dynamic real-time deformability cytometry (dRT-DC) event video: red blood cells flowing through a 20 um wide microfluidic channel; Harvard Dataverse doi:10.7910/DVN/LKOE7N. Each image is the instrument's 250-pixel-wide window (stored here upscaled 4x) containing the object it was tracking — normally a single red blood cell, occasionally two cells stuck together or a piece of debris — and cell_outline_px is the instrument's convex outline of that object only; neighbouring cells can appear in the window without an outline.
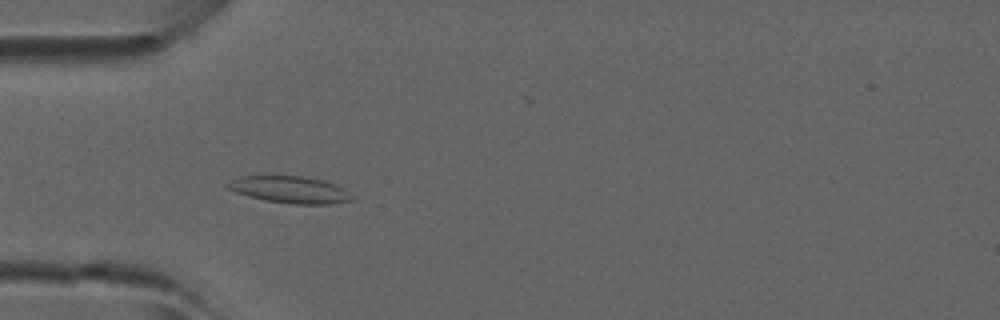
{"species": "common noctule bat (a hibernating species)", "species_latin": "Nyctalus noctula", "temperature_condition": "room temperature", "stored_images_in_passage": 6, "camera_frame_rate_fps": 3000, "um_per_image_px": 0.085, "animal": {"sex": "male", "forearm_length_mm": 52.5}, "frame": {"image": 1, "passage_image": 4, "time_ms": 1.0, "image_size_px": [1000, 320], "cell_outline_px": [[356, 200], [332, 204], [292, 204], [264, 200], [248, 196], [236, 192], [228, 188], [224, 184], [240, 176], [304, 176], [324, 180], [336, 184], [344, 188], [356, 196]], "centroid_in_image_um": [24.73, 16.13], "position_along_channel_um": 60.3, "area_um2": 19.83}}
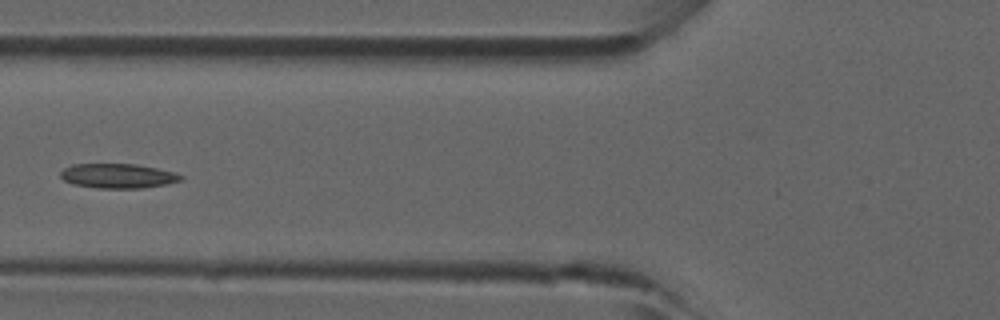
{"frame": {"image": 2, "passage_image": 5, "time_ms": 1.333, "image_size_px": [1000, 320], "cell_outline_px": [[184, 180], [168, 184], [140, 188], [100, 188], [72, 184], [64, 180], [60, 176], [60, 172], [64, 168], [72, 164], [136, 164], [176, 172], [184, 176]], "centroid_in_image_um": [10.06, 14.95], "position_along_channel_um": 115.7, "area_um2": 17.34}}
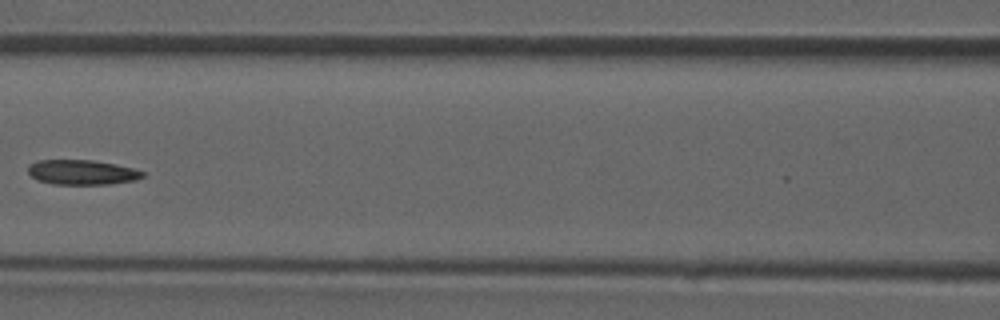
{"frame": {"image": 3, "passage_image": 6, "time_ms": 1.667, "image_size_px": [1000, 320], "cell_outline_px": [[144, 176], [136, 180], [108, 184], [52, 184], [36, 180], [28, 172], [28, 164], [40, 160], [92, 160], [116, 164], [132, 168], [144, 172]], "centroid_in_image_um": [6.95, 14.64], "position_along_channel_um": 159.7, "area_um2": 16.59}}